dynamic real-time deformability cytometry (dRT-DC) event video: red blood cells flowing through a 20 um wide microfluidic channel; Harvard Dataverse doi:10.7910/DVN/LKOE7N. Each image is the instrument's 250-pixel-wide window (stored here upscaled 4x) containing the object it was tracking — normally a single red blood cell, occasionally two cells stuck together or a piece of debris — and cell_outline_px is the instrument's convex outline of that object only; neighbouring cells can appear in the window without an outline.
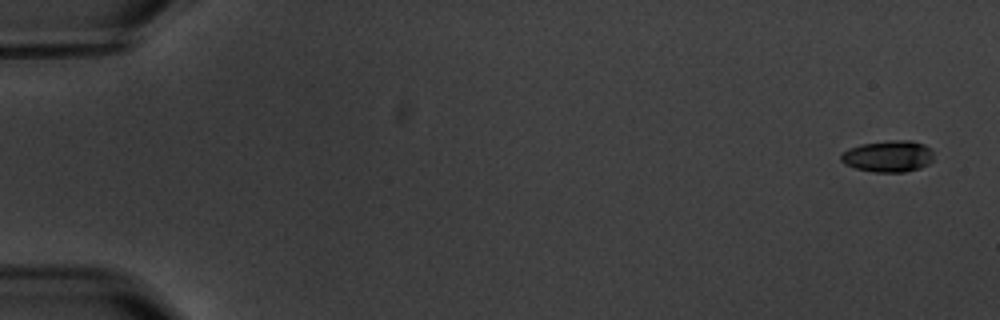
{"species": "common noctule bat (a hibernating species)", "species_latin": "Nyctalus noctula", "temperature_condition": "warm", "stored_images_in_passage": 4, "camera_frame_rate_fps": 3000, "um_per_image_px": 0.085, "animal": {"sex": "male", "body_mass_g": 20.1, "forearm_length_mm": 53.5}, "frame": {"image": 1, "passage_image": 1, "time_ms": 0.0, "image_size_px": [1000, 320], "cell_outline_px": [[932, 160], [928, 164], [920, 168], [904, 172], [876, 172], [856, 168], [844, 164], [840, 160], [840, 156], [848, 148], [860, 144], [888, 140], [912, 140], [924, 144], [932, 148]], "centroid_in_image_um": [75.5, 13.27], "position_along_channel_um": 9.5, "area_um2": 17.17}}